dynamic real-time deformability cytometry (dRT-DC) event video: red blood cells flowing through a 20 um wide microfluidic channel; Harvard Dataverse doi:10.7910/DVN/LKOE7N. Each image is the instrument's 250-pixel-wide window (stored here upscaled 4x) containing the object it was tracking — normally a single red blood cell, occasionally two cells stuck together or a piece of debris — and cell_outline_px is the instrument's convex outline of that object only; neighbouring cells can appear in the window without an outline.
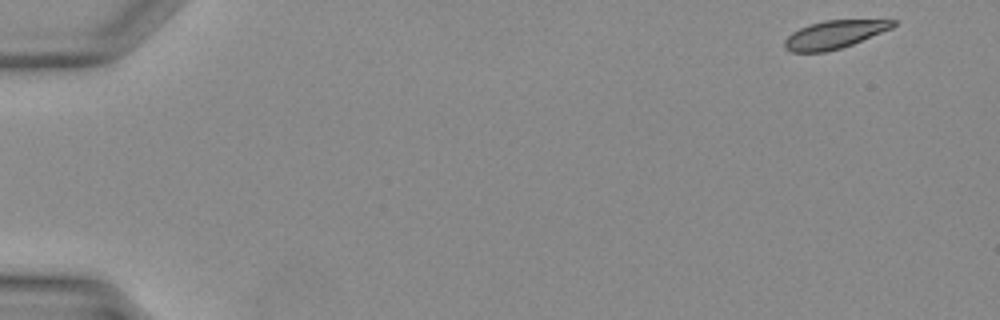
{"species": "Egyptian fruit bat (a non-hibernating species)", "species_latin": "Rousettus aegyptiacus", "temperature_condition": "warm", "stored_images_in_passage": 4, "camera_frame_rate_fps": 3000, "um_per_image_px": 0.085, "animal": {"sex": "female"}, "frame": {"image": 1, "passage_image": 1, "time_ms": 0.0, "image_size_px": [1000, 320], "cell_outline_px": [[896, 24], [892, 28], [852, 44], [840, 48], [824, 52], [792, 52], [784, 48], [784, 40], [792, 32], [808, 24], [824, 20], [896, 20]], "centroid_in_image_um": [70.88, 2.93], "position_along_channel_um": 14.1, "area_um2": 17.57}}